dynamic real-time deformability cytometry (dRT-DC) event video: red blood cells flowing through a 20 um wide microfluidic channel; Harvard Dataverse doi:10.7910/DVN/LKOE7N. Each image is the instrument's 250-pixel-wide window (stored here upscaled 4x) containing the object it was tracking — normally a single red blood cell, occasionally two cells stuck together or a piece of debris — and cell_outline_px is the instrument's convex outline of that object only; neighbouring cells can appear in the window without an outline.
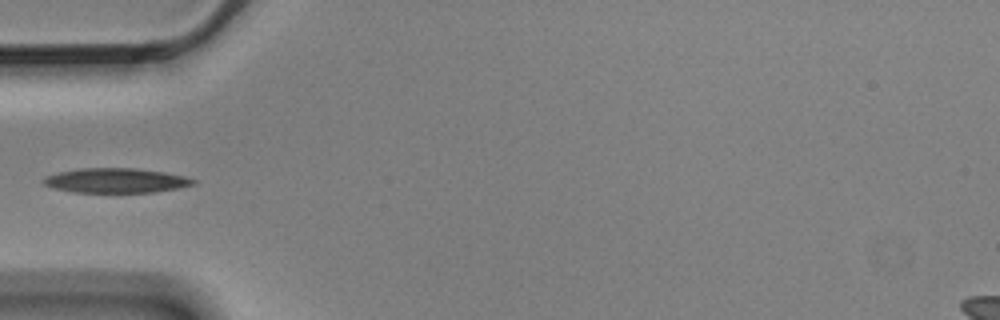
{"species": "Egyptian fruit bat (a non-hibernating species)", "species_latin": "Rousettus aegyptiacus", "temperature_condition": "cold", "stored_images_in_passage": 5, "camera_frame_rate_fps": 3000, "um_per_image_px": 0.085, "animal": {"sex": "male"}, "frame": {"image": 1, "passage_image": 5, "time_ms": 1.333, "image_size_px": [1000, 320], "cell_outline_px": [[196, 184], [176, 188], [152, 192], [72, 192], [56, 188], [44, 184], [40, 180], [48, 176], [60, 172], [80, 168], [132, 168], [164, 172], [184, 176], [196, 180]], "centroid_in_image_um": [9.86, 15.34], "position_along_channel_um": 75.1, "area_um2": 21.21}}